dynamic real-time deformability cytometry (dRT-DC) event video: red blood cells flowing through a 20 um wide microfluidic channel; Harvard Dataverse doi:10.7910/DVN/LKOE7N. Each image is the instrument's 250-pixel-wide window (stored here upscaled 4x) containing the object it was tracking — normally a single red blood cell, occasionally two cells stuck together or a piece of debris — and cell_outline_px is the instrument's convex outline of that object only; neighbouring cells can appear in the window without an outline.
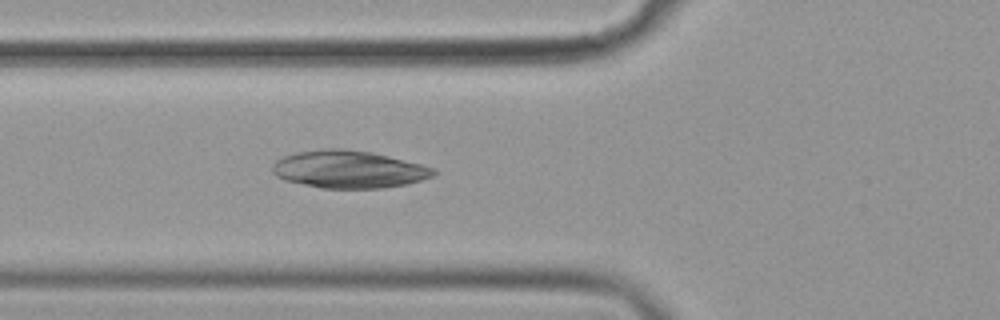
{"species": "common noctule bat (a hibernating species)", "species_latin": "Nyctalus noctula", "temperature_condition": "cold", "stored_images_in_passage": 56, "camera_frame_rate_fps": 3000, "um_per_image_px": 0.085, "animal": {"sex": "female", "body_mass_g": 19.9}, "frame": {"image": 1, "passage_image": 21, "time_ms": 6.667, "image_size_px": [1000, 320], "cell_outline_px": [[436, 172], [432, 176], [408, 184], [384, 188], [320, 188], [284, 180], [276, 176], [272, 172], [272, 164], [276, 160], [284, 156], [296, 152], [324, 148], [340, 148], [372, 152], [420, 164], [432, 168]], "centroid_in_image_um": [29.59, 14.39], "position_along_channel_um": 96.2, "area_um2": 35.2}}
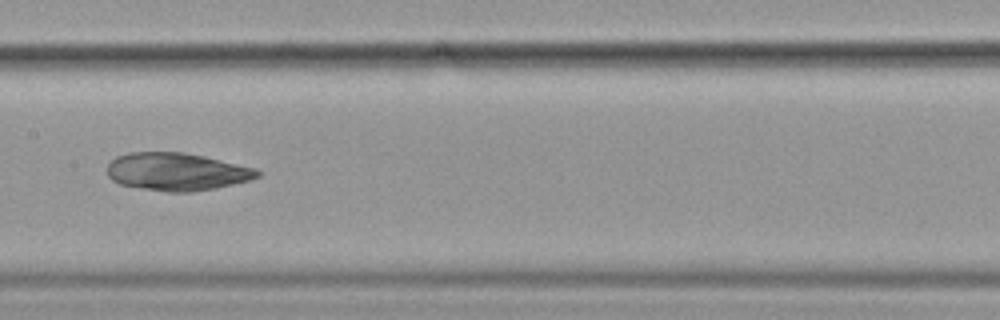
{"frame": {"image": 2, "passage_image": 29, "time_ms": 9.333, "image_size_px": [1000, 320], "cell_outline_px": [[260, 176], [248, 180], [216, 188], [192, 192], [168, 192], [140, 188], [120, 184], [112, 180], [108, 176], [108, 164], [116, 156], [128, 152], [184, 152], [204, 156], [256, 168], [260, 172]], "centroid_in_image_um": [15.01, 14.59], "position_along_channel_um": 192.4, "area_um2": 33.06}}
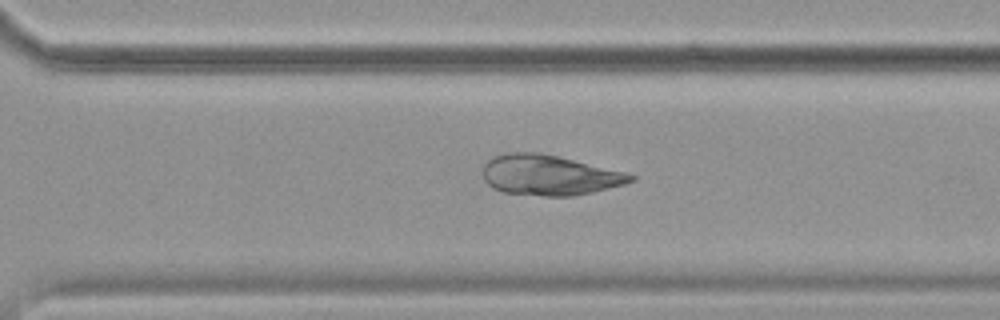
{"frame": {"image": 3, "passage_image": 40, "time_ms": 13.0, "image_size_px": [1000, 320], "cell_outline_px": [[636, 180], [624, 184], [592, 192], [572, 196], [544, 196], [504, 192], [492, 188], [484, 180], [484, 164], [492, 156], [508, 152], [540, 152], [624, 172], [636, 176]], "centroid_in_image_um": [46.66, 14.88], "position_along_channel_um": 323.9, "area_um2": 34.51}}